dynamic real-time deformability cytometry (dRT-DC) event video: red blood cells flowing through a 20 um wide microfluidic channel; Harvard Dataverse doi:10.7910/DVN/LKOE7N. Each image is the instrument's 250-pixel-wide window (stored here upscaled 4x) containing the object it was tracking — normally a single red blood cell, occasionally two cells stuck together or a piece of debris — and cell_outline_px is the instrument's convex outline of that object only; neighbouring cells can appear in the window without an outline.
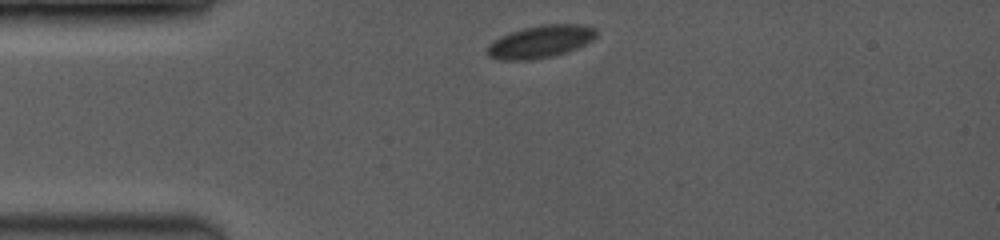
{"species": "common noctule bat (a hibernating species)", "species_latin": "Nyctalus noctula", "temperature_condition": "room temperature", "stored_images_in_passage": 19, "camera_frame_rate_fps": 3500, "um_per_image_px": 0.085, "animal": {"sex": "female", "body_mass_g": 19.0, "forearm_length_mm": 53.3}, "frame": {"image": 1, "passage_image": 1, "time_ms": 0.0, "image_size_px": [1000, 240], "cell_outline_px": [[596, 36], [592, 40], [576, 48], [552, 56], [528, 60], [500, 60], [488, 56], [488, 44], [500, 36], [524, 28], [540, 24], [576, 24], [592, 28], [596, 32]], "centroid_in_image_um": [45.89, 3.54], "position_along_channel_um": 39.1, "area_um2": 20.29}, "authors_computed_cell_mechanics": {"area_um2": 21.7906, "velocity_mm_per_s": 3.8837, "shape_relaxation_time_tau1_ms": 0.9699, "shape_relaxation_time_tau2_ms": null, "deformation_change_tau1": 0.0298, "deformation_change_tau2": null}}